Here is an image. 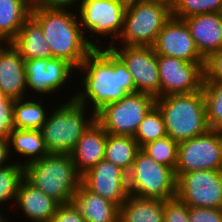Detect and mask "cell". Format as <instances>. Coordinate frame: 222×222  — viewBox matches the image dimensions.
Returning <instances> with one entry per match:
<instances>
[{"label": "cell", "mask_w": 222, "mask_h": 222, "mask_svg": "<svg viewBox=\"0 0 222 222\" xmlns=\"http://www.w3.org/2000/svg\"><path fill=\"white\" fill-rule=\"evenodd\" d=\"M81 183L118 207L128 198V173L103 159L81 175Z\"/></svg>", "instance_id": "cell-15"}, {"label": "cell", "mask_w": 222, "mask_h": 222, "mask_svg": "<svg viewBox=\"0 0 222 222\" xmlns=\"http://www.w3.org/2000/svg\"><path fill=\"white\" fill-rule=\"evenodd\" d=\"M1 212L3 211H0V222H10L7 220V218H5L6 216Z\"/></svg>", "instance_id": "cell-41"}, {"label": "cell", "mask_w": 222, "mask_h": 222, "mask_svg": "<svg viewBox=\"0 0 222 222\" xmlns=\"http://www.w3.org/2000/svg\"><path fill=\"white\" fill-rule=\"evenodd\" d=\"M15 204L17 205L15 207H18L22 212H20V215H23L21 218L25 217L24 222L26 220H30L29 222H49L59 205L25 178L17 191Z\"/></svg>", "instance_id": "cell-20"}, {"label": "cell", "mask_w": 222, "mask_h": 222, "mask_svg": "<svg viewBox=\"0 0 222 222\" xmlns=\"http://www.w3.org/2000/svg\"><path fill=\"white\" fill-rule=\"evenodd\" d=\"M202 91L209 126L222 131V82L203 81Z\"/></svg>", "instance_id": "cell-29"}, {"label": "cell", "mask_w": 222, "mask_h": 222, "mask_svg": "<svg viewBox=\"0 0 222 222\" xmlns=\"http://www.w3.org/2000/svg\"><path fill=\"white\" fill-rule=\"evenodd\" d=\"M34 0H0V43H10L31 16Z\"/></svg>", "instance_id": "cell-24"}, {"label": "cell", "mask_w": 222, "mask_h": 222, "mask_svg": "<svg viewBox=\"0 0 222 222\" xmlns=\"http://www.w3.org/2000/svg\"><path fill=\"white\" fill-rule=\"evenodd\" d=\"M81 0H34V4L47 9L71 10L79 8ZM73 6V7H72Z\"/></svg>", "instance_id": "cell-38"}, {"label": "cell", "mask_w": 222, "mask_h": 222, "mask_svg": "<svg viewBox=\"0 0 222 222\" xmlns=\"http://www.w3.org/2000/svg\"><path fill=\"white\" fill-rule=\"evenodd\" d=\"M150 1H157L162 2L168 5L170 8L175 4L176 0H150Z\"/></svg>", "instance_id": "cell-40"}, {"label": "cell", "mask_w": 222, "mask_h": 222, "mask_svg": "<svg viewBox=\"0 0 222 222\" xmlns=\"http://www.w3.org/2000/svg\"><path fill=\"white\" fill-rule=\"evenodd\" d=\"M77 70L80 75L75 77L81 81L80 90L76 89L69 99H75L94 113L135 92L133 75L109 48H94Z\"/></svg>", "instance_id": "cell-1"}, {"label": "cell", "mask_w": 222, "mask_h": 222, "mask_svg": "<svg viewBox=\"0 0 222 222\" xmlns=\"http://www.w3.org/2000/svg\"><path fill=\"white\" fill-rule=\"evenodd\" d=\"M25 60L11 43H0V89L10 99L27 96ZM26 92V93H25Z\"/></svg>", "instance_id": "cell-17"}, {"label": "cell", "mask_w": 222, "mask_h": 222, "mask_svg": "<svg viewBox=\"0 0 222 222\" xmlns=\"http://www.w3.org/2000/svg\"><path fill=\"white\" fill-rule=\"evenodd\" d=\"M163 222H189L188 206L177 197L165 200Z\"/></svg>", "instance_id": "cell-34"}, {"label": "cell", "mask_w": 222, "mask_h": 222, "mask_svg": "<svg viewBox=\"0 0 222 222\" xmlns=\"http://www.w3.org/2000/svg\"><path fill=\"white\" fill-rule=\"evenodd\" d=\"M11 161L8 139L0 137V168L8 166ZM8 162V163H7Z\"/></svg>", "instance_id": "cell-39"}, {"label": "cell", "mask_w": 222, "mask_h": 222, "mask_svg": "<svg viewBox=\"0 0 222 222\" xmlns=\"http://www.w3.org/2000/svg\"><path fill=\"white\" fill-rule=\"evenodd\" d=\"M176 183L172 168L157 163L142 149L138 151L128 173L129 194L165 201L176 197Z\"/></svg>", "instance_id": "cell-8"}, {"label": "cell", "mask_w": 222, "mask_h": 222, "mask_svg": "<svg viewBox=\"0 0 222 222\" xmlns=\"http://www.w3.org/2000/svg\"><path fill=\"white\" fill-rule=\"evenodd\" d=\"M157 163L168 166L175 171L177 165L178 142L170 136L157 139L141 148Z\"/></svg>", "instance_id": "cell-31"}, {"label": "cell", "mask_w": 222, "mask_h": 222, "mask_svg": "<svg viewBox=\"0 0 222 222\" xmlns=\"http://www.w3.org/2000/svg\"><path fill=\"white\" fill-rule=\"evenodd\" d=\"M171 8L162 2L133 0L127 3L122 32L114 45L153 46Z\"/></svg>", "instance_id": "cell-7"}, {"label": "cell", "mask_w": 222, "mask_h": 222, "mask_svg": "<svg viewBox=\"0 0 222 222\" xmlns=\"http://www.w3.org/2000/svg\"><path fill=\"white\" fill-rule=\"evenodd\" d=\"M13 99L8 98L0 89V137L9 138L15 129L13 116Z\"/></svg>", "instance_id": "cell-33"}, {"label": "cell", "mask_w": 222, "mask_h": 222, "mask_svg": "<svg viewBox=\"0 0 222 222\" xmlns=\"http://www.w3.org/2000/svg\"><path fill=\"white\" fill-rule=\"evenodd\" d=\"M155 101L156 98L147 93H128L121 100L102 107L95 113V120L108 134L134 136Z\"/></svg>", "instance_id": "cell-9"}, {"label": "cell", "mask_w": 222, "mask_h": 222, "mask_svg": "<svg viewBox=\"0 0 222 222\" xmlns=\"http://www.w3.org/2000/svg\"><path fill=\"white\" fill-rule=\"evenodd\" d=\"M76 71L70 63L60 58L27 60L25 61L27 92L30 90L29 92H32V96H35V98L36 95L42 97L55 95V93L65 90L64 86L70 83L71 78L76 80L73 78Z\"/></svg>", "instance_id": "cell-13"}, {"label": "cell", "mask_w": 222, "mask_h": 222, "mask_svg": "<svg viewBox=\"0 0 222 222\" xmlns=\"http://www.w3.org/2000/svg\"><path fill=\"white\" fill-rule=\"evenodd\" d=\"M140 149L133 136L107 133L104 159L129 173Z\"/></svg>", "instance_id": "cell-27"}, {"label": "cell", "mask_w": 222, "mask_h": 222, "mask_svg": "<svg viewBox=\"0 0 222 222\" xmlns=\"http://www.w3.org/2000/svg\"><path fill=\"white\" fill-rule=\"evenodd\" d=\"M164 200L129 194L119 207V222H163Z\"/></svg>", "instance_id": "cell-25"}, {"label": "cell", "mask_w": 222, "mask_h": 222, "mask_svg": "<svg viewBox=\"0 0 222 222\" xmlns=\"http://www.w3.org/2000/svg\"><path fill=\"white\" fill-rule=\"evenodd\" d=\"M203 71L204 81L222 82V49L205 59Z\"/></svg>", "instance_id": "cell-35"}, {"label": "cell", "mask_w": 222, "mask_h": 222, "mask_svg": "<svg viewBox=\"0 0 222 222\" xmlns=\"http://www.w3.org/2000/svg\"><path fill=\"white\" fill-rule=\"evenodd\" d=\"M127 3L126 0H81L75 12L77 10L83 33L93 48H109L116 43L123 29ZM105 38L108 44L102 43Z\"/></svg>", "instance_id": "cell-6"}, {"label": "cell", "mask_w": 222, "mask_h": 222, "mask_svg": "<svg viewBox=\"0 0 222 222\" xmlns=\"http://www.w3.org/2000/svg\"><path fill=\"white\" fill-rule=\"evenodd\" d=\"M31 16L40 24L53 58L66 60L77 70L94 49L83 33L77 11L47 9L33 3Z\"/></svg>", "instance_id": "cell-2"}, {"label": "cell", "mask_w": 222, "mask_h": 222, "mask_svg": "<svg viewBox=\"0 0 222 222\" xmlns=\"http://www.w3.org/2000/svg\"><path fill=\"white\" fill-rule=\"evenodd\" d=\"M183 20L204 59L222 49V12L198 14Z\"/></svg>", "instance_id": "cell-18"}, {"label": "cell", "mask_w": 222, "mask_h": 222, "mask_svg": "<svg viewBox=\"0 0 222 222\" xmlns=\"http://www.w3.org/2000/svg\"><path fill=\"white\" fill-rule=\"evenodd\" d=\"M155 105L162 113L167 135L178 143L211 130L202 90L159 97Z\"/></svg>", "instance_id": "cell-4"}, {"label": "cell", "mask_w": 222, "mask_h": 222, "mask_svg": "<svg viewBox=\"0 0 222 222\" xmlns=\"http://www.w3.org/2000/svg\"><path fill=\"white\" fill-rule=\"evenodd\" d=\"M10 43L25 61L38 58H53L43 30L32 16L25 21L17 36Z\"/></svg>", "instance_id": "cell-22"}, {"label": "cell", "mask_w": 222, "mask_h": 222, "mask_svg": "<svg viewBox=\"0 0 222 222\" xmlns=\"http://www.w3.org/2000/svg\"><path fill=\"white\" fill-rule=\"evenodd\" d=\"M24 179V166L11 161L6 167L0 168V205L13 203L21 182ZM1 210V208H0Z\"/></svg>", "instance_id": "cell-30"}, {"label": "cell", "mask_w": 222, "mask_h": 222, "mask_svg": "<svg viewBox=\"0 0 222 222\" xmlns=\"http://www.w3.org/2000/svg\"><path fill=\"white\" fill-rule=\"evenodd\" d=\"M34 98V99H33ZM33 99V100H32ZM31 97L14 101L13 116L14 127L21 130H40L45 123L49 110L42 98ZM48 110V111H47ZM47 111V112H46Z\"/></svg>", "instance_id": "cell-26"}, {"label": "cell", "mask_w": 222, "mask_h": 222, "mask_svg": "<svg viewBox=\"0 0 222 222\" xmlns=\"http://www.w3.org/2000/svg\"><path fill=\"white\" fill-rule=\"evenodd\" d=\"M24 178L59 205L72 202L81 183L70 154L49 153L24 166Z\"/></svg>", "instance_id": "cell-3"}, {"label": "cell", "mask_w": 222, "mask_h": 222, "mask_svg": "<svg viewBox=\"0 0 222 222\" xmlns=\"http://www.w3.org/2000/svg\"><path fill=\"white\" fill-rule=\"evenodd\" d=\"M176 178V197L188 207L222 209V170L191 171Z\"/></svg>", "instance_id": "cell-11"}, {"label": "cell", "mask_w": 222, "mask_h": 222, "mask_svg": "<svg viewBox=\"0 0 222 222\" xmlns=\"http://www.w3.org/2000/svg\"><path fill=\"white\" fill-rule=\"evenodd\" d=\"M189 222H222V209L188 207Z\"/></svg>", "instance_id": "cell-36"}, {"label": "cell", "mask_w": 222, "mask_h": 222, "mask_svg": "<svg viewBox=\"0 0 222 222\" xmlns=\"http://www.w3.org/2000/svg\"><path fill=\"white\" fill-rule=\"evenodd\" d=\"M106 140L107 132L96 120L79 138L70 155L80 175L104 159Z\"/></svg>", "instance_id": "cell-19"}, {"label": "cell", "mask_w": 222, "mask_h": 222, "mask_svg": "<svg viewBox=\"0 0 222 222\" xmlns=\"http://www.w3.org/2000/svg\"><path fill=\"white\" fill-rule=\"evenodd\" d=\"M8 143L9 153L12 161L15 162V159H13L15 158V155L13 154L14 152H17L16 154L23 158V160L21 158V161L16 159V162L22 166H25L32 161L41 159L49 154L40 130H21L15 128L10 133Z\"/></svg>", "instance_id": "cell-23"}, {"label": "cell", "mask_w": 222, "mask_h": 222, "mask_svg": "<svg viewBox=\"0 0 222 222\" xmlns=\"http://www.w3.org/2000/svg\"><path fill=\"white\" fill-rule=\"evenodd\" d=\"M72 202L85 222H119V207L80 183Z\"/></svg>", "instance_id": "cell-21"}, {"label": "cell", "mask_w": 222, "mask_h": 222, "mask_svg": "<svg viewBox=\"0 0 222 222\" xmlns=\"http://www.w3.org/2000/svg\"><path fill=\"white\" fill-rule=\"evenodd\" d=\"M204 63L157 55L160 97L170 94H190L202 90Z\"/></svg>", "instance_id": "cell-14"}, {"label": "cell", "mask_w": 222, "mask_h": 222, "mask_svg": "<svg viewBox=\"0 0 222 222\" xmlns=\"http://www.w3.org/2000/svg\"><path fill=\"white\" fill-rule=\"evenodd\" d=\"M167 136L164 118L159 108L154 105L138 126L133 138L140 148L145 144Z\"/></svg>", "instance_id": "cell-28"}, {"label": "cell", "mask_w": 222, "mask_h": 222, "mask_svg": "<svg viewBox=\"0 0 222 222\" xmlns=\"http://www.w3.org/2000/svg\"><path fill=\"white\" fill-rule=\"evenodd\" d=\"M197 170H222V131L210 130L178 143L175 175Z\"/></svg>", "instance_id": "cell-10"}, {"label": "cell", "mask_w": 222, "mask_h": 222, "mask_svg": "<svg viewBox=\"0 0 222 222\" xmlns=\"http://www.w3.org/2000/svg\"><path fill=\"white\" fill-rule=\"evenodd\" d=\"M63 98V104L56 103L51 113L49 110L47 119L40 129L49 153L70 154L79 138L95 121L93 111L75 99Z\"/></svg>", "instance_id": "cell-5"}, {"label": "cell", "mask_w": 222, "mask_h": 222, "mask_svg": "<svg viewBox=\"0 0 222 222\" xmlns=\"http://www.w3.org/2000/svg\"><path fill=\"white\" fill-rule=\"evenodd\" d=\"M109 49L133 75L135 92L160 97V76L157 54L152 46L112 45Z\"/></svg>", "instance_id": "cell-12"}, {"label": "cell", "mask_w": 222, "mask_h": 222, "mask_svg": "<svg viewBox=\"0 0 222 222\" xmlns=\"http://www.w3.org/2000/svg\"><path fill=\"white\" fill-rule=\"evenodd\" d=\"M49 222H85L79 209L73 202L58 205L55 214Z\"/></svg>", "instance_id": "cell-37"}, {"label": "cell", "mask_w": 222, "mask_h": 222, "mask_svg": "<svg viewBox=\"0 0 222 222\" xmlns=\"http://www.w3.org/2000/svg\"><path fill=\"white\" fill-rule=\"evenodd\" d=\"M157 55L170 56L187 62H205L183 19L171 16L152 46Z\"/></svg>", "instance_id": "cell-16"}, {"label": "cell", "mask_w": 222, "mask_h": 222, "mask_svg": "<svg viewBox=\"0 0 222 222\" xmlns=\"http://www.w3.org/2000/svg\"><path fill=\"white\" fill-rule=\"evenodd\" d=\"M212 12H222V0H176L171 7V16L179 19Z\"/></svg>", "instance_id": "cell-32"}]
</instances>
